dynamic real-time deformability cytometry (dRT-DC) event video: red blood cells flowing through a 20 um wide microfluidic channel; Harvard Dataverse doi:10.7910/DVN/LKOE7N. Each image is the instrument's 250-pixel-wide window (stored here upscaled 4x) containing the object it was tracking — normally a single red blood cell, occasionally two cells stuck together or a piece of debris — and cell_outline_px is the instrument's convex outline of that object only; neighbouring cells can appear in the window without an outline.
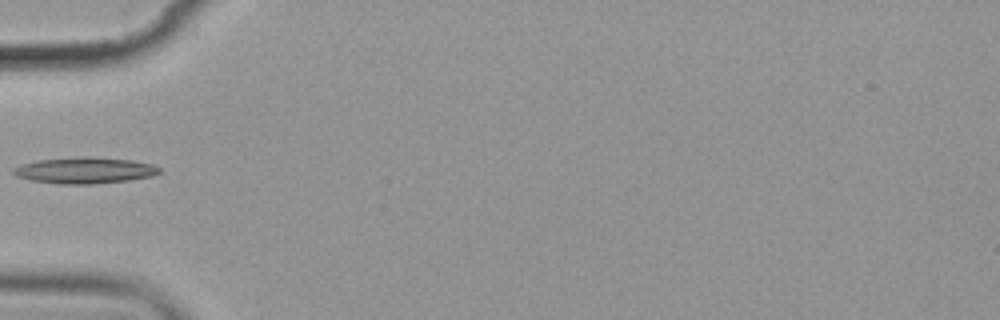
{"species": "common noctule bat (a hibernating species)", "species_latin": "Nyctalus noctula", "temperature_condition": "cold", "stored_images_in_passage": 3, "camera_frame_rate_fps": 3000, "um_per_image_px": 0.085, "animal": {"sex": "female", "body_mass_g": 19.9}, "frame": {"image": 1, "passage_image": 2, "time_ms": 1.333, "image_size_px": [1000, 320], "cell_outline_px": [[160, 172], [152, 176], [128, 180], [92, 184], [64, 184], [28, 180], [16, 176], [12, 172], [12, 168], [20, 164], [40, 160], [132, 160], [152, 164], [160, 168]], "centroid_in_image_um": [7.17, 14.54], "position_along_channel_um": 77.8, "area_um2": 20.92}}
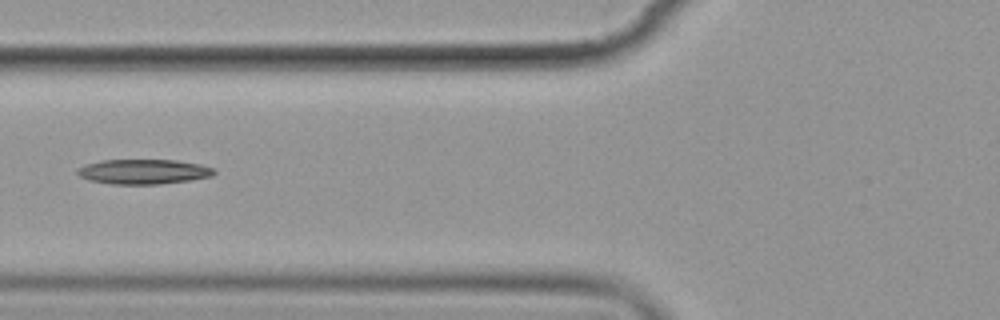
{"frame": {"image": 2, "passage_image": 3, "time_ms": 2.333, "image_size_px": [1000, 320], "cell_outline_px": [[216, 172], [212, 176], [188, 180], [160, 184], [112, 184], [88, 180], [80, 176], [76, 172], [76, 168], [84, 164], [100, 160], [176, 160], [200, 164], [212, 168]], "centroid_in_image_um": [12.14, 14.58], "position_along_channel_um": 113.7, "area_um2": 19.83}}